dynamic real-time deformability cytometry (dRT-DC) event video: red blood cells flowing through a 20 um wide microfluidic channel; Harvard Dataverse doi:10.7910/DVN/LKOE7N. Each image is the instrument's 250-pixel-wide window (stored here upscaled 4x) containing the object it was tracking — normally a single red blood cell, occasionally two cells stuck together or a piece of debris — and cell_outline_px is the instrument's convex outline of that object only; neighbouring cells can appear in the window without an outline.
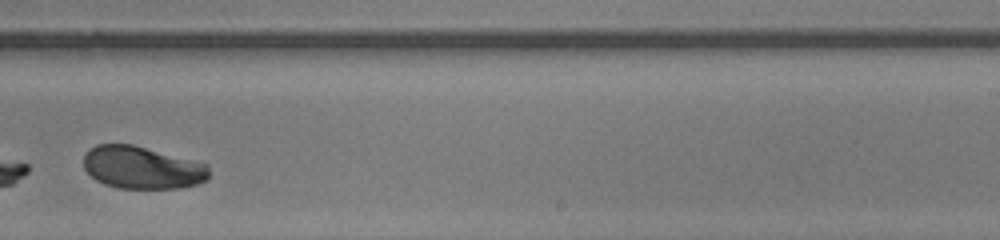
{"species": "human", "species_latin": "Homo sapiens", "temperature_condition": "room temperature", "stored_images_in_passage": 28, "segment_of_instrument_passage": [2, 2], "camera_frame_rate_fps": 3000, "um_per_image_px": 0.085, "donor": {"sex": "male"}, "frame": {"image": 1, "passage_image": 19, "time_ms": 6.0, "image_size_px": [1000, 240], "cell_outline_px": [[208, 180], [196, 184], [176, 188], [116, 188], [104, 184], [96, 180], [84, 168], [84, 152], [96, 144], [132, 144], [208, 164]], "centroid_in_image_um": [12.05, 14.24], "position_along_channel_um": 277.0, "area_um2": 31.04}}
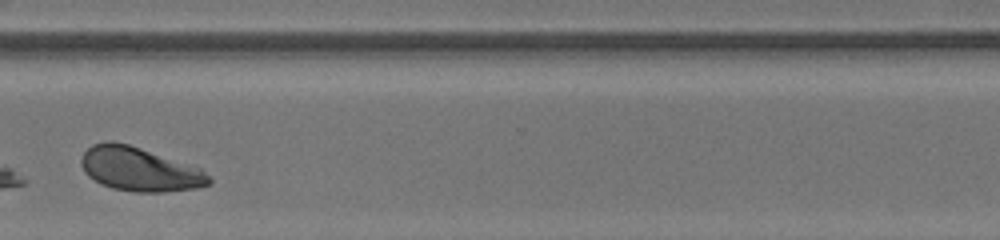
{"frame": {"image": 2, "passage_image": 25, "time_ms": 8.0, "image_size_px": [1000, 240], "cell_outline_px": [[212, 184], [196, 188], [164, 192], [136, 192], [112, 188], [88, 176], [84, 172], [80, 164], [80, 160], [84, 152], [92, 144], [108, 140], [112, 140], [128, 144], [200, 168], [212, 180]], "centroid_in_image_um": [11.84, 14.38], "position_along_channel_um": 358.8, "area_um2": 32.48}}
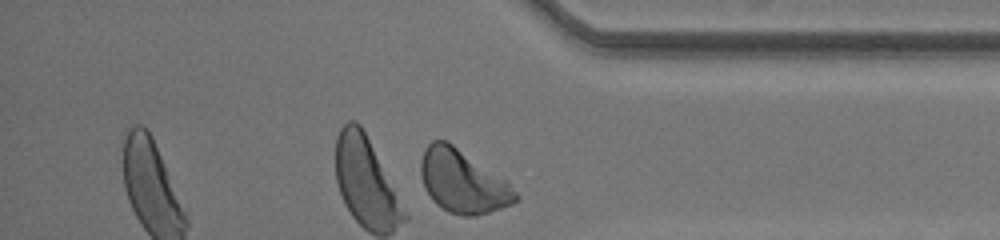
{"frame": {"image": 3, "passage_image": 28, "time_ms": 9.0, "image_size_px": [1000, 240], "cell_outline_px": [[520, 196], [512, 204], [476, 216], [460, 216], [448, 212], [436, 204], [432, 200], [424, 188], [420, 172], [420, 160], [424, 148], [432, 140], [448, 140], [504, 180]], "centroid_in_image_um": [39.27, 15.42], "position_along_channel_um": 395.9, "area_um2": 34.56}}